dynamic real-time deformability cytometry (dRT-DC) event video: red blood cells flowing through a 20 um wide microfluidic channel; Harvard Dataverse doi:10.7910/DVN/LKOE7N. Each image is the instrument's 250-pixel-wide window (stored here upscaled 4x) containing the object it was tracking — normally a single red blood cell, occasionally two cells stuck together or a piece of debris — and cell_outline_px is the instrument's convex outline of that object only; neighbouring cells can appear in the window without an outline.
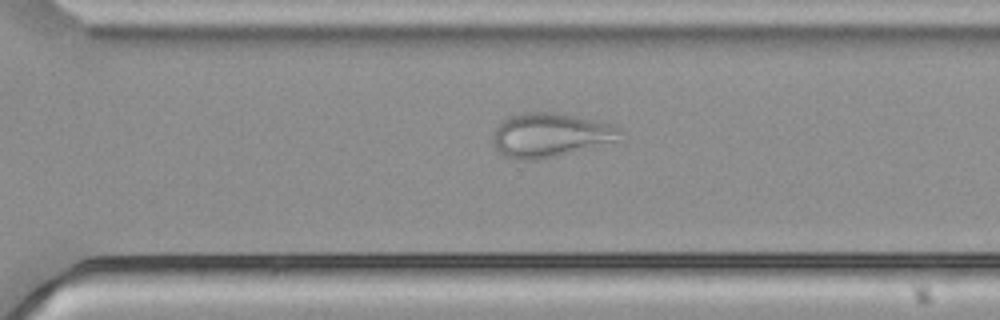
{"species": "common noctule bat (a hibernating species)", "species_latin": "Nyctalus noctula", "temperature_condition": "cold", "stored_images_in_passage": 36, "camera_frame_rate_fps": 3000, "um_per_image_px": 0.085, "animal": {"sex": "male", "body_mass_g": 21.5, "forearm_length_mm": 52.0}, "frame": {"image": 1, "passage_image": 26, "time_ms": 8.333, "image_size_px": [1000, 320], "cell_outline_px": [[620, 132], [616, 140], [540, 160], [520, 160], [504, 156], [496, 148], [492, 140], [492, 132], [508, 116], [520, 112], [564, 112], [608, 124], [620, 128]], "centroid_in_image_um": [46.68, 11.46], "position_along_channel_um": 323.9, "area_um2": 32.37}}
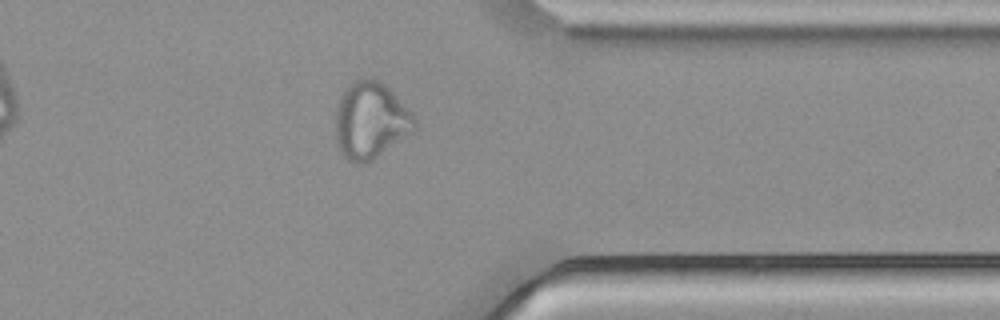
{"frame": {"image": 2, "passage_image": 31, "time_ms": 10.0, "image_size_px": [1000, 320], "cell_outline_px": [[420, 124], [412, 132], [372, 160], [360, 164], [348, 160], [340, 152], [336, 144], [336, 104], [348, 84], [364, 76], [368, 76], [380, 80], [416, 116]], "centroid_in_image_um": [31.51, 10.21], "position_along_channel_um": 379.9, "area_um2": 35.66}}